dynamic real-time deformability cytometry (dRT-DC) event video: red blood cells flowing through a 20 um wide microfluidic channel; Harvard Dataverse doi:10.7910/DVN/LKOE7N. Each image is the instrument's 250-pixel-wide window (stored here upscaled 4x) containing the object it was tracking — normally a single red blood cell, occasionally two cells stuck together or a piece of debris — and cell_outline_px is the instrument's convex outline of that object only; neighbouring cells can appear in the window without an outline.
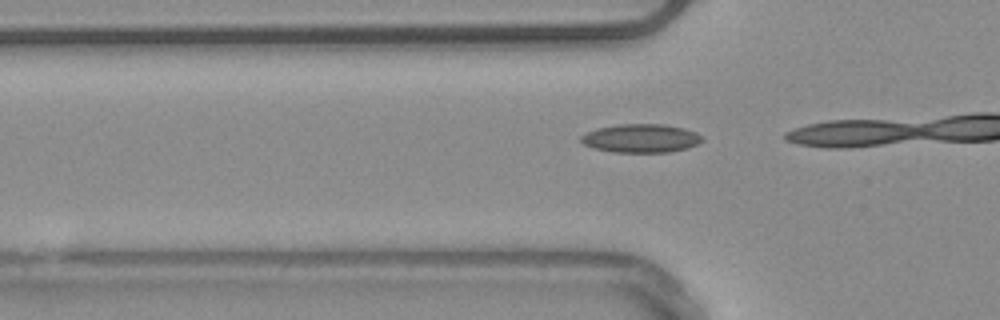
{"species": "common noctule bat (a hibernating species)", "species_latin": "Nyctalus noctula", "temperature_condition": "warm", "stored_images_in_passage": 14, "camera_frame_rate_fps": 3000, "um_per_image_px": 0.085, "animal": {"sex": "male", "body_mass_g": 20.4}, "frame": {"image": 1, "passage_image": 13, "time_ms": 4.0, "image_size_px": [1000, 320], "cell_outline_px": [[704, 140], [688, 148], [668, 152], [612, 152], [592, 148], [584, 144], [580, 140], [580, 136], [596, 128], [620, 124], [664, 124], [684, 128], [696, 132]], "centroid_in_image_um": [54.46, 11.75], "position_along_channel_um": 71.3, "area_um2": 20.17}}